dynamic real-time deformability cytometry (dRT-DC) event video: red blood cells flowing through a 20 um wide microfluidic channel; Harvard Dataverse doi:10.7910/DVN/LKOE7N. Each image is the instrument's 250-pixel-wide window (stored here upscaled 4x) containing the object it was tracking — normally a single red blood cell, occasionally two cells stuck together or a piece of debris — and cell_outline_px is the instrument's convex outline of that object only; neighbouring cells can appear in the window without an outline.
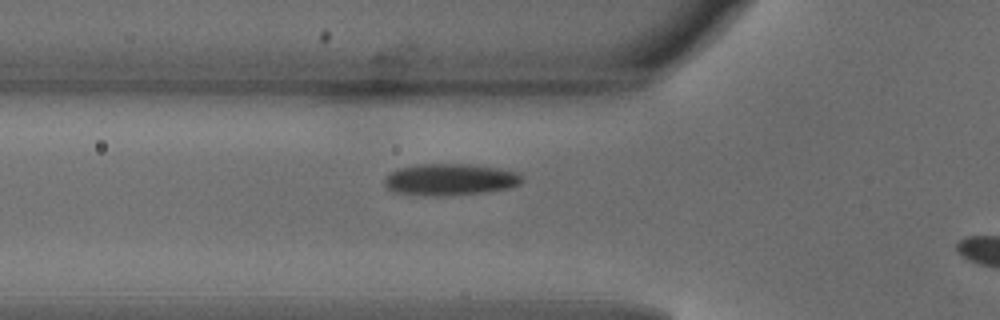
{"species": "common noctule bat (a hibernating species)", "species_latin": "Nyctalus noctula", "temperature_condition": "warm", "stored_images_in_passage": 27, "camera_frame_rate_fps": 3000, "um_per_image_px": 0.085, "animal": {"sex": "male", "body_mass_g": 18.8}, "frame": {"image": 1, "passage_image": 2, "time_ms": 0.333, "image_size_px": [1000, 320], "cell_outline_px": [[524, 180], [520, 184], [508, 188], [484, 192], [444, 196], [424, 196], [392, 192], [384, 184], [384, 180], [392, 172], [400, 168], [424, 164], [468, 164], [496, 168], [516, 172], [524, 176]], "centroid_in_image_um": [38.27, 15.28], "position_along_channel_um": 87.5, "area_um2": 25.32}}
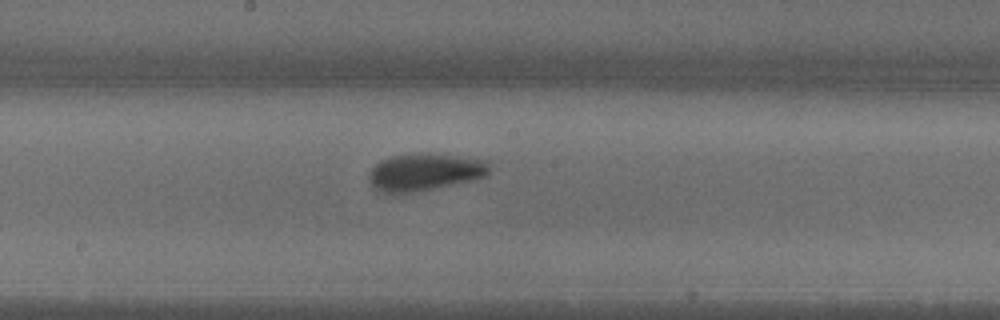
{"frame": {"image": 2, "passage_image": 11, "time_ms": 3.333, "image_size_px": [1000, 320], "cell_outline_px": [[488, 176], [456, 184], [412, 192], [380, 192], [372, 188], [368, 180], [368, 172], [380, 160], [388, 156], [408, 152], [424, 152], [488, 160]], "centroid_in_image_um": [36.05, 14.6], "position_along_channel_um": 212.2, "area_um2": 26.59}}
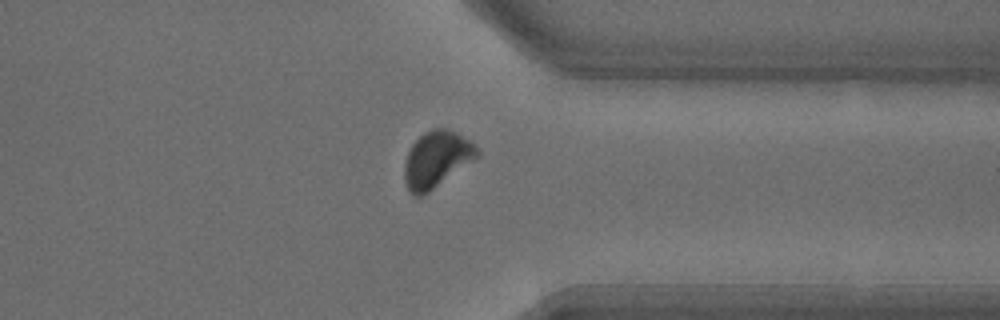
{"frame": {"image": 3, "passage_image": 23, "time_ms": 7.333, "image_size_px": [1000, 320], "cell_outline_px": [[480, 156], [424, 196], [412, 196], [404, 180], [404, 164], [408, 152], [412, 144], [424, 132], [432, 128], [444, 128], [456, 132], [472, 140], [476, 144], [480, 152]], "centroid_in_image_um": [37.14, 13.55], "position_along_channel_um": 374.3, "area_um2": 24.28}}